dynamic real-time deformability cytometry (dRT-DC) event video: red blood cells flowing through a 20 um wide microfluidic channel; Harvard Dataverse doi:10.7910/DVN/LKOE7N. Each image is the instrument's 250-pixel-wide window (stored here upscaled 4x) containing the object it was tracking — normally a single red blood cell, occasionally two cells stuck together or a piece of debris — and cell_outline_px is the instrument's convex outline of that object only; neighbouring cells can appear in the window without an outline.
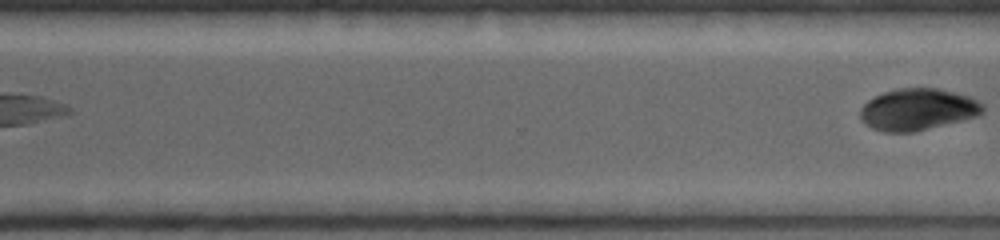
{"species": "common noctule bat (a hibernating species)", "species_latin": "Nyctalus noctula", "temperature_condition": "warm", "stored_images_in_passage": 19, "segment_of_instrument_passage": [2, 2], "camera_frame_rate_fps": 5000, "um_per_image_px": 0.085, "animal": {"sex": "female", "body_mass_g": 19.0, "forearm_length_mm": 53.3}, "frame": {"image": 1, "passage_image": 19, "time_ms": 4.6, "image_size_px": [1000, 240], "cell_outline_px": [[984, 112], [976, 116], [912, 132], [884, 132], [872, 128], [860, 116], [860, 108], [868, 100], [884, 92], [896, 88], [936, 88], [972, 96], [984, 104]], "centroid_in_image_um": [78.03, 9.28], "position_along_channel_um": 292.6, "area_um2": 29.54}}